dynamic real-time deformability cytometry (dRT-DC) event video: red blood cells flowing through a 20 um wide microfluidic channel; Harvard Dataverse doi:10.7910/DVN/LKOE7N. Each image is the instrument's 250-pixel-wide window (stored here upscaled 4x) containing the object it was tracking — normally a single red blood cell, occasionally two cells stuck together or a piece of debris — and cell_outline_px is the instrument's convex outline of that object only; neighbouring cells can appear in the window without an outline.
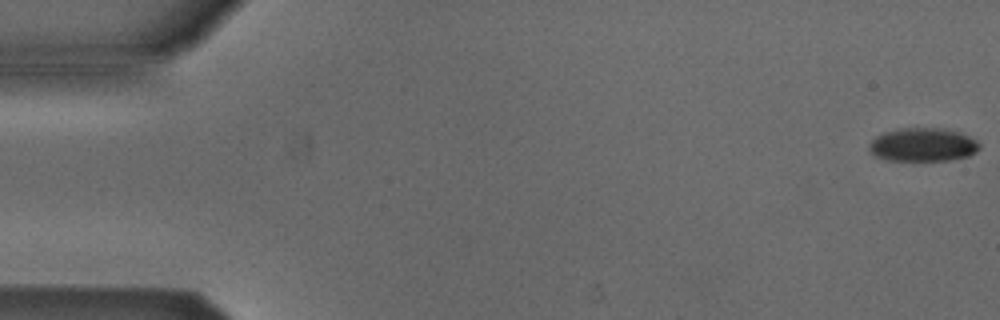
{"species": "Egyptian fruit bat (a non-hibernating species)", "species_latin": "Rousettus aegyptiacus", "temperature_condition": "cold", "stored_images_in_passage": 5, "camera_frame_rate_fps": 3000, "um_per_image_px": 0.085, "animal": {"sex": "male"}, "frame": {"image": 1, "passage_image": 1, "time_ms": 0.0, "image_size_px": [1000, 320], "cell_outline_px": [[980, 148], [976, 152], [968, 156], [948, 160], [888, 160], [876, 156], [868, 148], [868, 144], [876, 136], [884, 132], [904, 128], [940, 128], [956, 132], [968, 136], [976, 140], [980, 144]], "centroid_in_image_um": [78.44, 12.3], "position_along_channel_um": 6.6, "area_um2": 21.27}}